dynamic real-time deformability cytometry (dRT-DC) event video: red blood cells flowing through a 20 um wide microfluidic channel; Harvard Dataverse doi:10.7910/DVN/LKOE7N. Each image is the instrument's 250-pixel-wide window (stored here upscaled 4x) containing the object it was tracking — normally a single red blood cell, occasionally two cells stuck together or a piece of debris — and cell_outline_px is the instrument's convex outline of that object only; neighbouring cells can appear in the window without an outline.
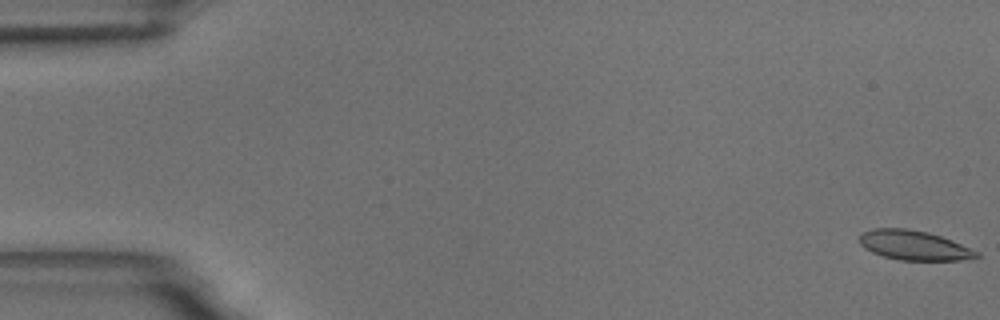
{"species": "common noctule bat (a hibernating species)", "species_latin": "Nyctalus noctula", "temperature_condition": "room temperature", "stored_images_in_passage": 57, "camera_frame_rate_fps": 3000, "um_per_image_px": 0.085, "animal": {"sex": "male", "body_mass_g": 18.8}, "frame": {"image": 1, "passage_image": 1, "time_ms": 0.0, "image_size_px": [1000, 320], "cell_outline_px": [[980, 256], [976, 260], [900, 260], [884, 256], [872, 252], [864, 248], [860, 244], [860, 232], [872, 228], [904, 228], [928, 232], [952, 240], [980, 252]], "centroid_in_image_um": [77.72, 20.85], "position_along_channel_um": 7.3, "area_um2": 20.4}}
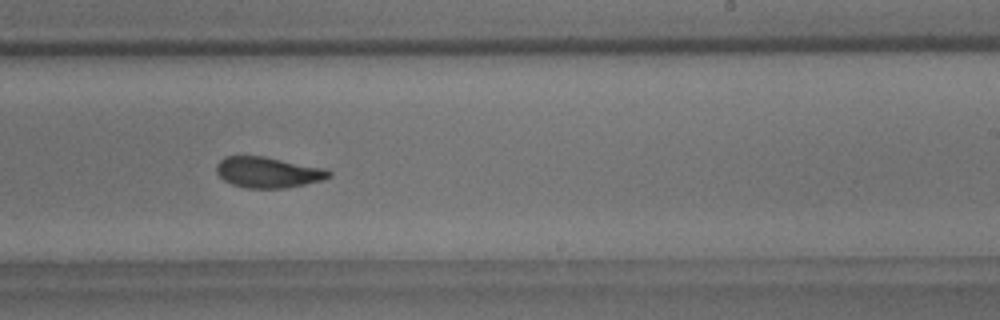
{"frame": {"image": 2, "passage_image": 35, "time_ms": 11.333, "image_size_px": [1000, 320], "cell_outline_px": [[332, 176], [324, 180], [284, 188], [248, 188], [232, 184], [224, 180], [216, 172], [216, 164], [224, 156], [264, 156], [324, 168], [332, 172]], "centroid_in_image_um": [22.78, 14.64], "position_along_channel_um": 266.2, "area_um2": 20.17}}
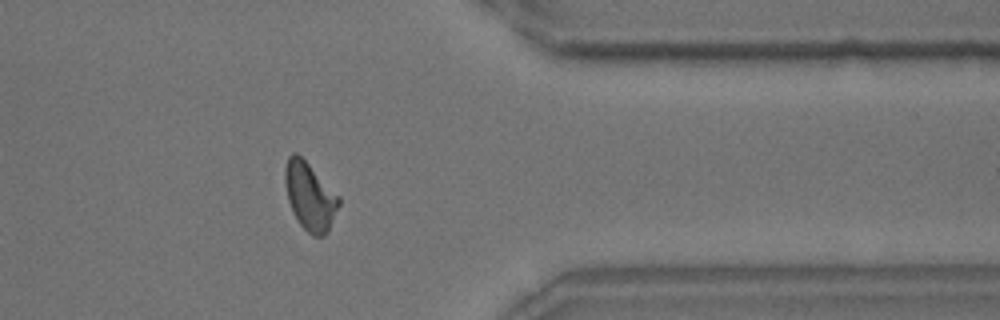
{"frame": {"image": 3, "passage_image": 46, "time_ms": 15.0, "image_size_px": [1000, 320], "cell_outline_px": [[340, 204], [328, 232], [324, 236], [312, 236], [300, 224], [288, 200], [284, 180], [284, 168], [288, 156], [292, 152], [296, 152], [340, 196]], "centroid_in_image_um": [26.34, 16.68], "position_along_channel_um": 385.1, "area_um2": 21.1}, "authors_computed_cell_mechanics": {"area_um2": 20.6924, "velocity_mm_per_s": 3.6056, "shape_relaxation_time_tau1_ms": 7.419, "shape_relaxation_time_tau2_ms": 1.7311, "deformation_change_tau1": 0.1466, "deformation_change_tau2": 0.0719}}